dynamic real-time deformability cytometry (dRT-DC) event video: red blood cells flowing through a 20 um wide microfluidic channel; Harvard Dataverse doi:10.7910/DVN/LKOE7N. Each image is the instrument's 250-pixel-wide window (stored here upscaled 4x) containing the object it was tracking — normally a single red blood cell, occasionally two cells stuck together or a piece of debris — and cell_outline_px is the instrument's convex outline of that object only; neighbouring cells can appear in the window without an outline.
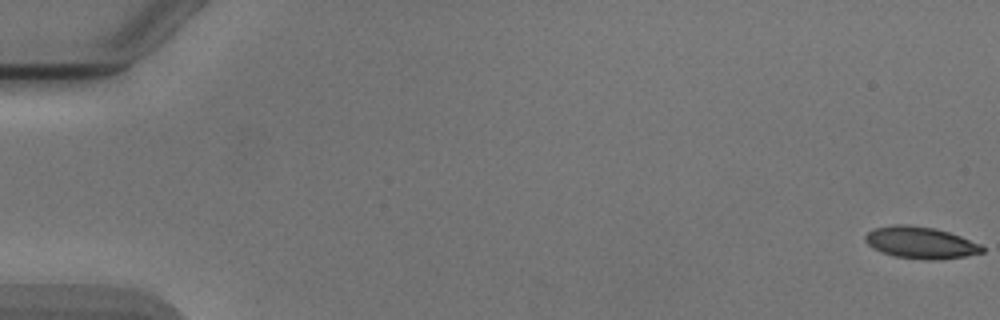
{"species": "Egyptian fruit bat (a non-hibernating species)", "species_latin": "Rousettus aegyptiacus", "temperature_condition": "cold", "stored_images_in_passage": 54, "camera_frame_rate_fps": 3000, "um_per_image_px": 0.085, "animal": {"sex": "male"}, "frame": {"image": 1, "passage_image": 1, "time_ms": 0.0, "image_size_px": [1000, 320], "cell_outline_px": [[984, 252], [964, 256], [936, 260], [932, 260], [896, 256], [880, 252], [872, 248], [864, 240], [864, 236], [868, 232], [876, 228], [896, 224], [904, 224], [932, 228], [948, 232], [960, 236], [980, 244], [984, 248]], "centroid_in_image_um": [78.23, 20.63], "position_along_channel_um": 6.8, "area_um2": 21.39}}
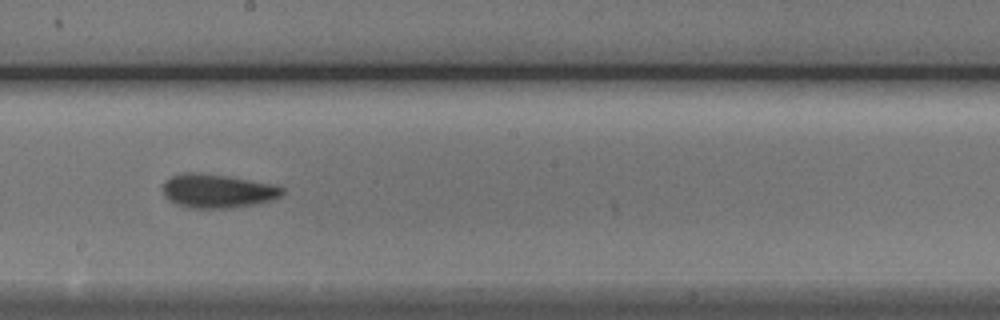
{"frame": {"image": 2, "passage_image": 31, "time_ms": 10.0, "image_size_px": [1000, 320], "cell_outline_px": [[284, 192], [276, 200], [256, 204], [232, 208], [188, 208], [176, 204], [168, 200], [164, 196], [164, 180], [172, 176], [184, 172], [196, 172], [228, 176], [276, 184], [284, 188]], "centroid_in_image_um": [18.52, 16.23], "position_along_channel_um": 229.7, "area_um2": 23.93}}
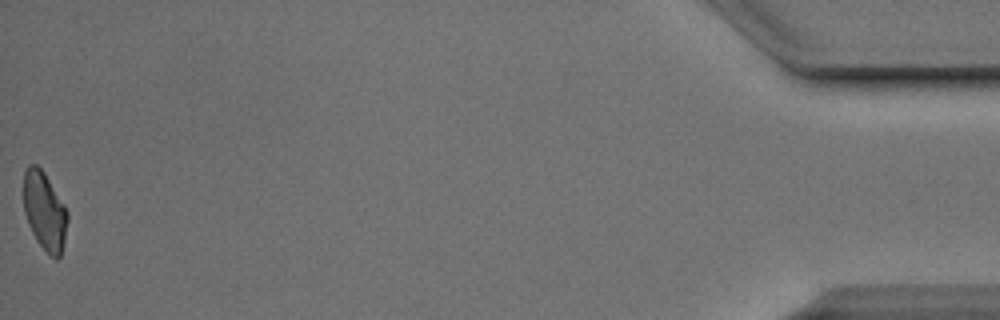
{"frame": {"image": 3, "passage_image": 54, "time_ms": 17.667, "image_size_px": [1000, 320], "cell_outline_px": [[68, 220], [64, 240], [60, 256], [56, 260], [48, 256], [36, 240], [28, 224], [24, 212], [24, 172], [28, 164], [36, 164], [44, 172], [64, 204], [68, 212]], "centroid_in_image_um": [3.79, 17.97], "position_along_channel_um": 431.4, "area_um2": 20.17}, "authors_computed_cell_mechanics": {"area_um2": 21.9062, "velocity_mm_per_s": 3.8823, "shape_relaxation_time_tau1_ms": 3.4262, "shape_relaxation_time_tau2_ms": 3.5268, "deformation_change_tau1": 0.1217, "deformation_change_tau2": 0.0821}}